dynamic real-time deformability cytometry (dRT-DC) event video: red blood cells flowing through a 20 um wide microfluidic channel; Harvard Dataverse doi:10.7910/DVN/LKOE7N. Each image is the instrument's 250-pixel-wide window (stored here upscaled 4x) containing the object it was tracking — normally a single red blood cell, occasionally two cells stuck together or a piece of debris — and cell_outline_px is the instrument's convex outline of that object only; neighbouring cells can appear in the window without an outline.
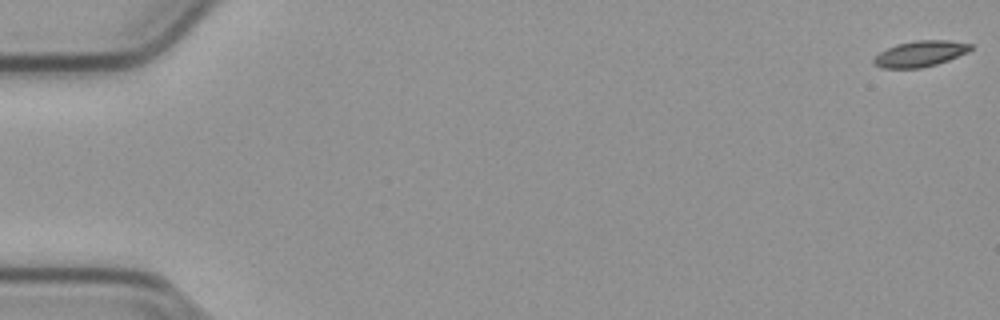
{"species": "common noctule bat (a hibernating species)", "species_latin": "Nyctalus noctula", "temperature_condition": "cold", "stored_images_in_passage": 55, "camera_frame_rate_fps": 3000, "um_per_image_px": 0.085, "animal": {"sex": "male", "body_mass_g": 23.1, "forearm_length_mm": 52.7}, "frame": {"image": 1, "passage_image": 1, "time_ms": 0.0, "image_size_px": [1000, 320], "cell_outline_px": [[972, 48], [968, 52], [948, 60], [936, 64], [920, 68], [880, 68], [872, 60], [880, 52], [896, 44], [916, 40], [948, 40], [972, 44]], "centroid_in_image_um": [78.23, 4.56], "position_along_channel_um": 6.8, "area_um2": 14.51}}
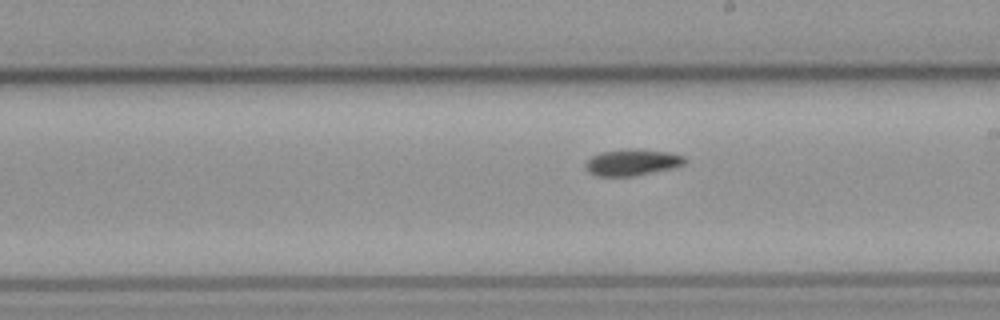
{"frame": {"image": 2, "passage_image": 32, "time_ms": 10.333, "image_size_px": [1000, 320], "cell_outline_px": [[688, 160], [684, 164], [672, 168], [632, 176], [596, 176], [588, 172], [584, 164], [592, 156], [600, 152], [628, 148], [640, 148], [668, 152], [684, 156]], "centroid_in_image_um": [53.73, 13.78], "position_along_channel_um": 235.3, "area_um2": 15.43}}
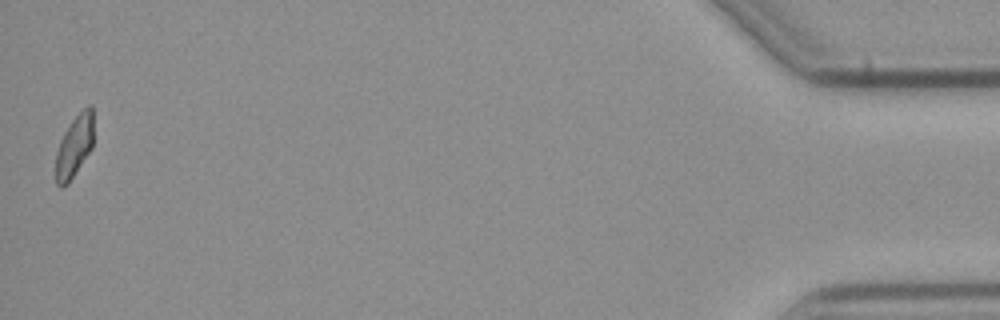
{"frame": {"image": 3, "passage_image": 55, "time_ms": 18.0, "image_size_px": [1000, 320], "cell_outline_px": [[92, 148], [68, 184], [60, 188], [56, 184], [56, 152], [60, 140], [64, 132], [72, 120], [88, 104], [92, 104]], "centroid_in_image_um": [6.3, 12.45], "position_along_channel_um": 428.9, "area_um2": 13.53}, "authors_computed_cell_mechanics": {"area_um2": 14.8546, "velocity_mm_per_s": 3.7865, "shape_relaxation_time_tau1_ms": 7.5932, "shape_relaxation_time_tau2_ms": 8.6513, "deformation_change_tau1": 0.1506, "deformation_change_tau2": 0.1148}}